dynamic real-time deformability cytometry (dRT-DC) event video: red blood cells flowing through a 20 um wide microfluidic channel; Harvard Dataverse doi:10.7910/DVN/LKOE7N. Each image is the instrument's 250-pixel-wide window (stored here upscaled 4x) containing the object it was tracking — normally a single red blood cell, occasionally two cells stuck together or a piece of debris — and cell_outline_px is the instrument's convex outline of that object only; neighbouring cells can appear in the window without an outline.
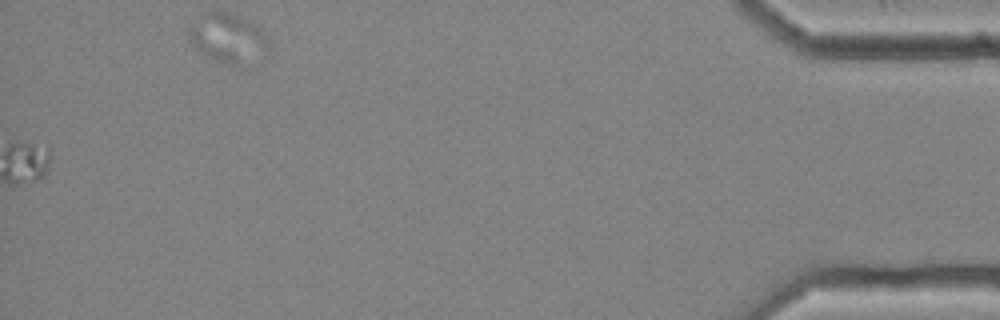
{"species": "common noctule bat (a hibernating species)", "species_latin": "Nyctalus noctula", "temperature_condition": "cold", "stored_images_in_passage": 51, "camera_frame_rate_fps": 3000, "um_per_image_px": 0.085, "animal": {"sex": "female", "body_mass_g": 25.1}, "frame": {"image": 1, "passage_image": 51, "time_ms": 16.667, "image_size_px": [1000, 320], "cell_outline_px": [[268, 48], [232, 64], [224, 64], [204, 56], [196, 48], [188, 36], [188, 28], [192, 20], [200, 12], [228, 12], [256, 24], [268, 40]], "centroid_in_image_um": [19.21, 3.14], "position_along_channel_um": 416.0, "area_um2": 21.91}}